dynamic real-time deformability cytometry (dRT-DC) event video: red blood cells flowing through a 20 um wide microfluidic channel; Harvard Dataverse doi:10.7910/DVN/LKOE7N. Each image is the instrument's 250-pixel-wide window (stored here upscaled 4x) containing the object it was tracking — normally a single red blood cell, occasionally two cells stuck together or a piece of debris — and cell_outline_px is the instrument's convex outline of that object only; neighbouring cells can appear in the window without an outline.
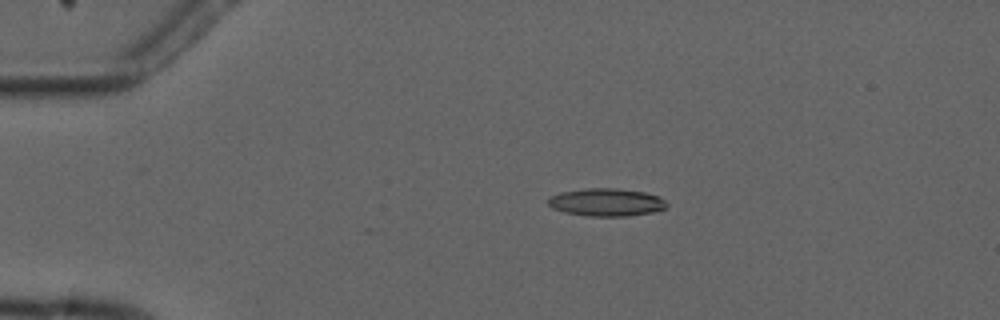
{"species": "common noctule bat (a hibernating species)", "species_latin": "Nyctalus noctula", "temperature_condition": "cold", "stored_images_in_passage": 3, "camera_frame_rate_fps": 3000, "um_per_image_px": 0.085, "animal": {"sex": "male", "forearm_length_mm": 52.5}, "frame": {"image": 1, "passage_image": 1, "time_ms": 0.0, "image_size_px": [1000, 320], "cell_outline_px": [[668, 208], [652, 212], [628, 216], [588, 216], [564, 212], [552, 208], [548, 204], [548, 200], [552, 196], [560, 192], [588, 188], [616, 188], [644, 192], [660, 196], [668, 204]], "centroid_in_image_um": [51.57, 17.19], "position_along_channel_um": 33.4, "area_um2": 19.25}}